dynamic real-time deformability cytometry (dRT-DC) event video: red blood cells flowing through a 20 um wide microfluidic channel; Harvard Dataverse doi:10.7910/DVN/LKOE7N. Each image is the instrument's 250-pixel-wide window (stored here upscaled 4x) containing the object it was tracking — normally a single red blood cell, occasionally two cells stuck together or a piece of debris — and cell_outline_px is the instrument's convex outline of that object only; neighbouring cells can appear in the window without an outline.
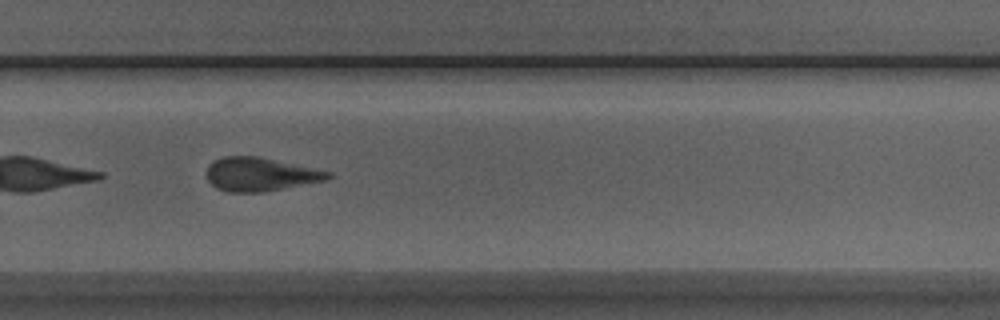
{"species": "Egyptian fruit bat (a non-hibernating species)", "species_latin": "Rousettus aegyptiacus", "temperature_condition": "room temperature", "stored_images_in_passage": 28, "camera_frame_rate_fps": 3000, "um_per_image_px": 0.085, "animal": {"sex": "male"}, "frame": {"image": 1, "passage_image": 20, "time_ms": 6.333, "image_size_px": [1000, 320], "cell_outline_px": [[332, 176], [324, 180], [264, 192], [228, 192], [216, 188], [208, 180], [208, 168], [216, 160], [224, 156], [256, 156], [332, 172]], "centroid_in_image_um": [22.12, 14.82], "position_along_channel_um": 307.7, "area_um2": 23.24}}
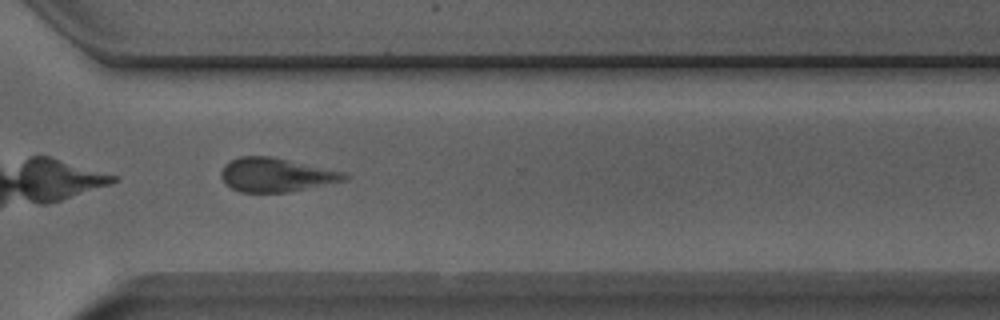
{"frame": {"image": 2, "passage_image": 23, "time_ms": 7.333, "image_size_px": [1000, 320], "cell_outline_px": [[348, 176], [344, 180], [288, 192], [240, 192], [224, 184], [220, 176], [220, 172], [224, 164], [240, 156], [272, 156], [344, 172]], "centroid_in_image_um": [23.39, 14.86], "position_along_channel_um": 347.2, "area_um2": 24.16}}